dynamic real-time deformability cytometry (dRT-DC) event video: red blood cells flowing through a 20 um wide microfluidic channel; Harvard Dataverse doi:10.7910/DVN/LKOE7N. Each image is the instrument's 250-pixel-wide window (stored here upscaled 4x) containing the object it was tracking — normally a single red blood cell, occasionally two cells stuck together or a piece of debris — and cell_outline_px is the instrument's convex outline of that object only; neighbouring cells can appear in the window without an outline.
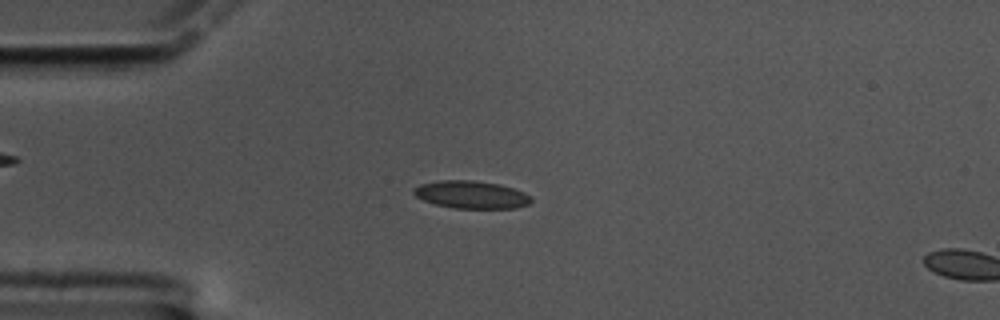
{"species": "common noctule bat (a hibernating species)", "species_latin": "Nyctalus noctula", "temperature_condition": "cold", "stored_images_in_passage": 17, "camera_frame_rate_fps": 3000, "um_per_image_px": 0.085, "animal": {"sex": "male", "body_mass_g": 17.5, "forearm_length_mm": 52.3}, "frame": {"image": 1, "passage_image": 15, "time_ms": 4.667, "image_size_px": [1000, 320], "cell_outline_px": [[532, 200], [528, 204], [516, 208], [456, 208], [436, 204], [424, 200], [416, 196], [412, 192], [412, 188], [420, 184], [440, 180], [472, 180], [500, 184], [524, 192], [532, 196]], "centroid_in_image_um": [40.06, 16.54], "position_along_channel_um": 44.9, "area_um2": 18.9}}